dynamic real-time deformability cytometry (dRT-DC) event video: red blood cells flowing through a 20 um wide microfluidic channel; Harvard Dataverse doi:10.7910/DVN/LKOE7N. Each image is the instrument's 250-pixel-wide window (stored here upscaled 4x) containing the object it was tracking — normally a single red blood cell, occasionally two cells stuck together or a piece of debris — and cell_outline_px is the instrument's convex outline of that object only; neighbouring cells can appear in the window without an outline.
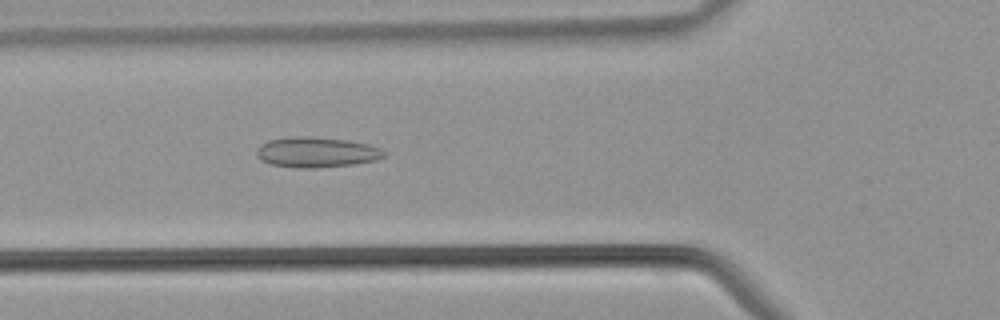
{"species": "common noctule bat (a hibernating species)", "species_latin": "Nyctalus noctula", "temperature_condition": "warm", "stored_images_in_passage": 39, "camera_frame_rate_fps": 3000, "um_per_image_px": 0.085, "animal": {"sex": "male", "body_mass_g": 21.5, "forearm_length_mm": 52.0}, "frame": {"image": 1, "passage_image": 12, "time_ms": 3.667, "image_size_px": [1000, 320], "cell_outline_px": [[388, 156], [376, 160], [352, 164], [316, 168], [296, 168], [272, 164], [260, 160], [256, 156], [256, 148], [260, 144], [268, 140], [296, 136], [312, 136], [348, 140], [368, 144], [380, 148], [388, 152]], "centroid_in_image_um": [26.91, 12.93], "position_along_channel_um": 98.9, "area_um2": 22.83}}
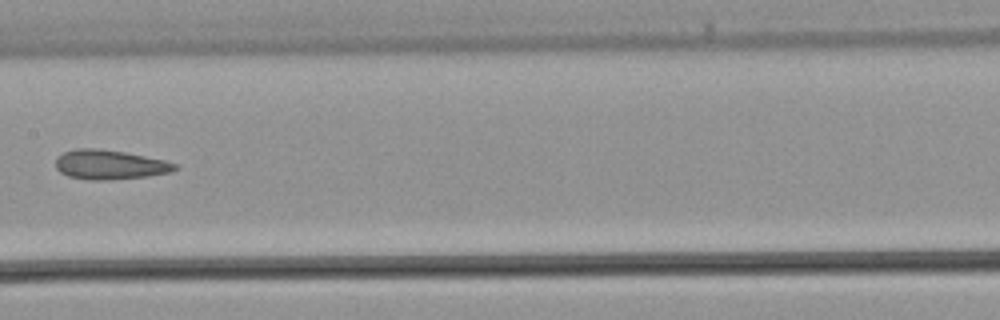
{"frame": {"image": 2, "passage_image": 18, "time_ms": 5.667, "image_size_px": [1000, 320], "cell_outline_px": [[180, 168], [172, 172], [148, 176], [112, 180], [88, 180], [68, 176], [60, 172], [56, 168], [56, 156], [64, 152], [76, 148], [96, 148], [124, 152], [164, 160], [176, 164]], "centroid_in_image_um": [9.32, 14.0], "position_along_channel_um": 198.1, "area_um2": 20.63}}
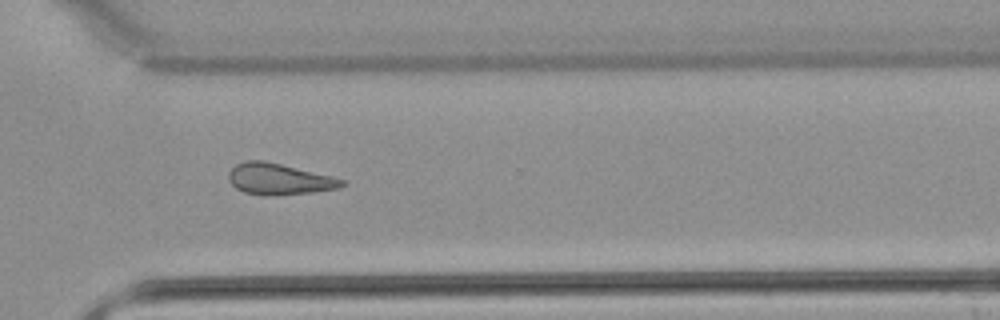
{"frame": {"image": 3, "passage_image": 27, "time_ms": 8.667, "image_size_px": [1000, 320], "cell_outline_px": [[348, 184], [340, 188], [312, 192], [268, 196], [264, 196], [244, 192], [236, 188], [228, 180], [228, 172], [236, 164], [244, 160], [264, 160], [332, 176], [344, 180]], "centroid_in_image_um": [23.71, 15.22], "position_along_channel_um": 346.9, "area_um2": 20.75}}